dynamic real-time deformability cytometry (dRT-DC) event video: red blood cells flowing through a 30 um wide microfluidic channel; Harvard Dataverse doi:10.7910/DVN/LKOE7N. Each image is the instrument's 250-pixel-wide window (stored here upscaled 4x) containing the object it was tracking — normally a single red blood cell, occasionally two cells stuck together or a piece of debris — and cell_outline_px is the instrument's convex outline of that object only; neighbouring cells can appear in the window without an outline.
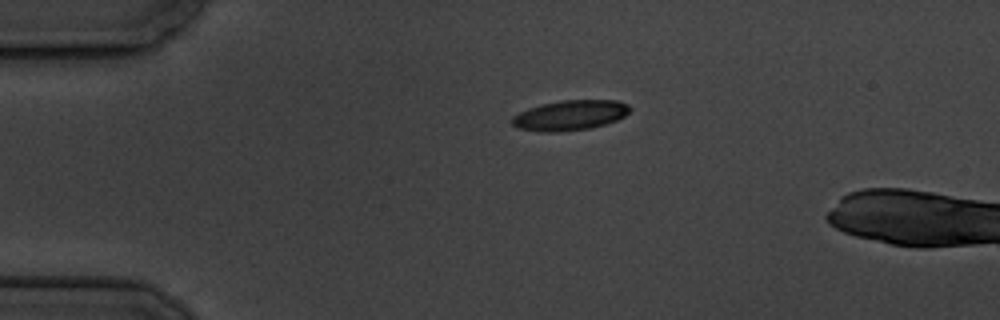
{"species": "common noctule bat (a hibernating species)", "species_latin": "Nyctalus noctula", "temperature_condition": "cold", "stored_images_in_passage": 4, "camera_frame_rate_fps": 3000, "um_per_image_px": 0.085, "animal": {"sex": "male", "body_mass_g": 19.5, "forearm_length_mm": 54.6}, "frame": {"image": 1, "passage_image": 1, "time_ms": 0.0, "image_size_px": [1000, 320], "cell_outline_px": [[632, 108], [624, 116], [616, 120], [604, 124], [588, 128], [560, 132], [544, 132], [516, 128], [512, 124], [512, 116], [528, 108], [540, 104], [560, 100], [616, 100], [628, 104]], "centroid_in_image_um": [48.43, 9.79], "position_along_channel_um": 36.6, "area_um2": 20.69}}
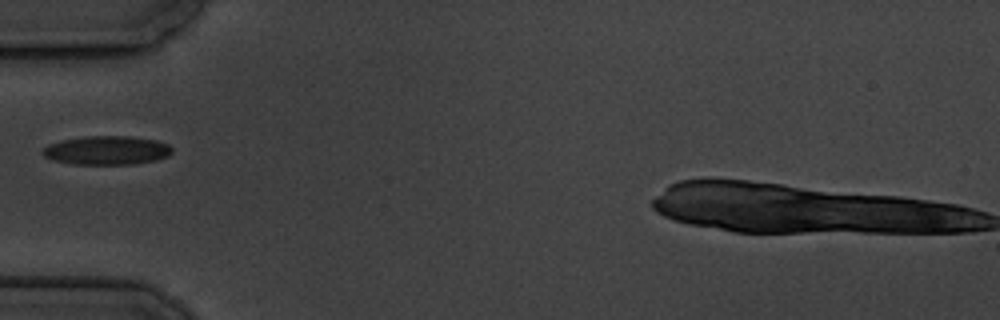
{"frame": {"image": 2, "passage_image": 3, "time_ms": 2.333, "image_size_px": [1000, 320], "cell_outline_px": [[172, 152], [168, 156], [156, 160], [132, 164], [72, 164], [52, 160], [44, 156], [40, 152], [48, 144], [64, 140], [88, 136], [128, 136], [156, 140], [168, 144], [172, 148]], "centroid_in_image_um": [9.07, 12.78], "position_along_channel_um": 75.9, "area_um2": 21.68}}